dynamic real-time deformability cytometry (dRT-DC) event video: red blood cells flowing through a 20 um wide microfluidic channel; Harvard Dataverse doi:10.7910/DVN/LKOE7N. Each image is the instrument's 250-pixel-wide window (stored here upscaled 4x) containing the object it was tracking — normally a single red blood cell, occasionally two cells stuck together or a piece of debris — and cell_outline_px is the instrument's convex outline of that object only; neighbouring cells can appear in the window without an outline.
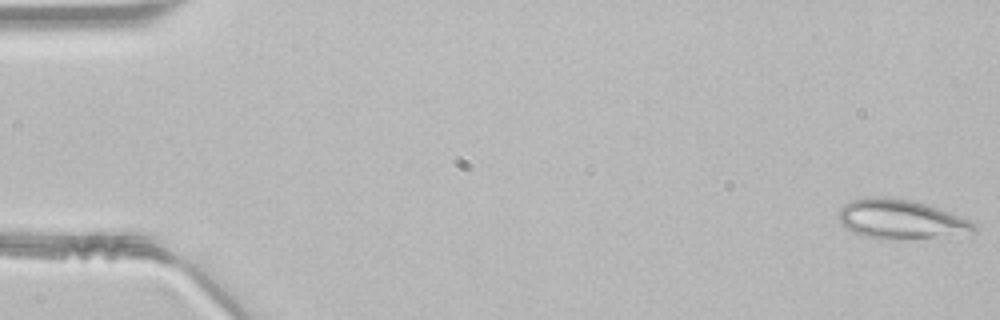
{"species": "common noctule bat (a hibernating species)", "species_latin": "Nyctalus noctula", "temperature_condition": "room temperature", "stored_images_in_passage": 49, "camera_frame_rate_fps": 3000, "um_per_image_px": 0.085, "animal": {"sex": "male", "body_mass_g": 21.5, "forearm_length_mm": 52.0}, "frame": {"image": 1, "passage_image": 1, "time_ms": 0.0, "image_size_px": [1000, 320], "cell_outline_px": [[976, 232], [936, 236], [892, 240], [876, 240], [860, 236], [852, 232], [840, 224], [840, 208], [844, 204], [852, 200], [864, 196], [884, 196], [916, 200], [968, 220], [976, 224]], "centroid_in_image_um": [76.47, 18.63], "position_along_channel_um": 8.5, "area_um2": 31.21}}
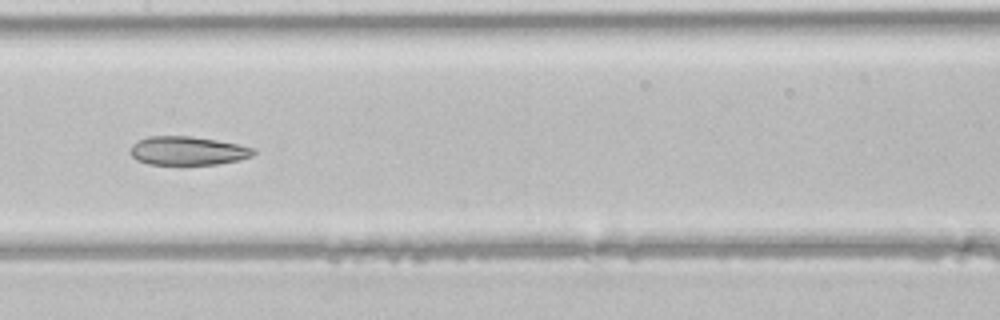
{"frame": {"image": 2, "passage_image": 24, "time_ms": 7.667, "image_size_px": [1000, 320], "cell_outline_px": [[256, 152], [252, 156], [240, 160], [216, 164], [148, 164], [136, 160], [128, 152], [132, 144], [136, 140], [148, 136], [192, 136], [216, 140], [256, 148]], "centroid_in_image_um": [15.92, 12.81], "position_along_channel_um": 191.5, "area_um2": 20.75}}
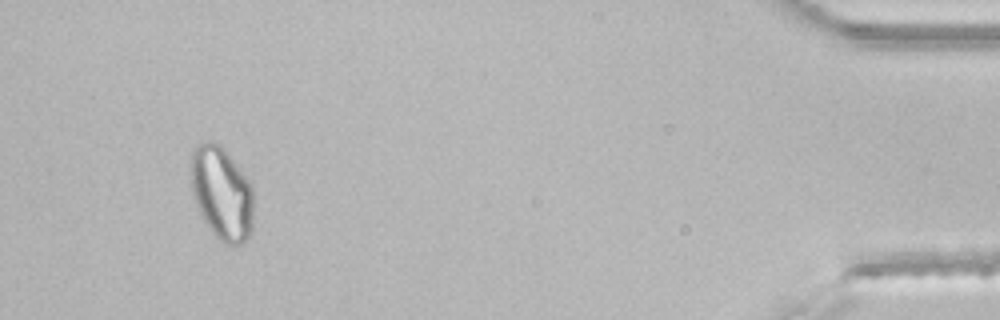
{"frame": {"image": 3, "passage_image": 45, "time_ms": 14.667, "image_size_px": [1000, 320], "cell_outline_px": [[252, 232], [240, 244], [224, 244], [208, 228], [196, 204], [192, 192], [188, 172], [188, 168], [192, 148], [196, 144], [204, 140], [216, 140], [224, 148], [252, 184]], "centroid_in_image_um": [18.79, 16.34], "position_along_channel_um": 416.4, "area_um2": 34.8}}